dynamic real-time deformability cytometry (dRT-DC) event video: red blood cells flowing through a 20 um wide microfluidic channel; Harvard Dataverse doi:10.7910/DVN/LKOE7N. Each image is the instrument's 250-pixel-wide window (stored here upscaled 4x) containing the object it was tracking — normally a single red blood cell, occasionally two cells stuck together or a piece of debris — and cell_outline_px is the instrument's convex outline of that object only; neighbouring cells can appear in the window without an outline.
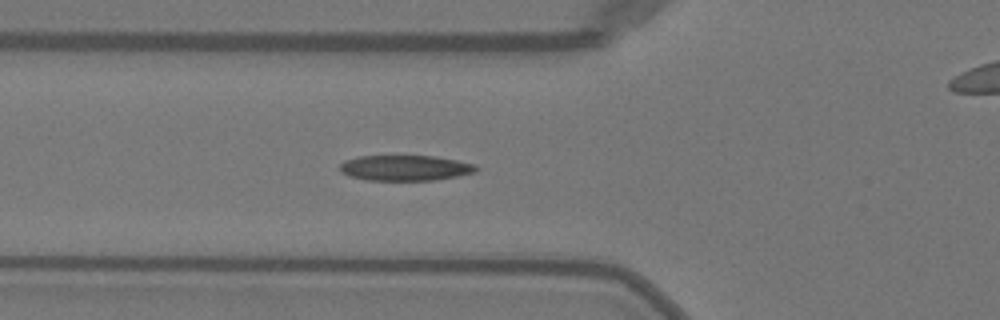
{"species": "Egyptian fruit bat (a non-hibernating species)", "species_latin": "Rousettus aegyptiacus", "temperature_condition": "warm", "stored_images_in_passage": 3, "camera_frame_rate_fps": 3000, "um_per_image_px": 0.085, "animal": {"sex": "female"}, "frame": {"image": 1, "passage_image": 2, "time_ms": 0.333, "image_size_px": [1000, 320], "cell_outline_px": [[480, 168], [476, 172], [456, 176], [432, 180], [364, 180], [348, 176], [340, 172], [340, 164], [344, 160], [360, 156], [436, 156], [476, 164]], "centroid_in_image_um": [34.43, 14.27], "position_along_channel_um": 91.4, "area_um2": 20.35}}